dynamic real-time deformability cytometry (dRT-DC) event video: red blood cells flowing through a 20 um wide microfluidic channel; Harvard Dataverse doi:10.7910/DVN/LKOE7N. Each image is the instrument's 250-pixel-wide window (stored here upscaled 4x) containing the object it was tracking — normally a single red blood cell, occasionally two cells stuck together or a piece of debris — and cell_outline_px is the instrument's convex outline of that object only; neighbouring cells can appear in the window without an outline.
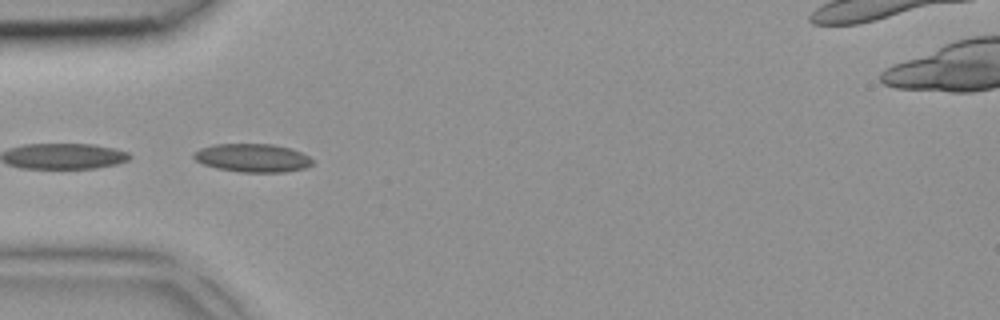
{"species": "common noctule bat (a hibernating species)", "species_latin": "Nyctalus noctula", "temperature_condition": "room temperature", "stored_images_in_passage": 4, "camera_frame_rate_fps": 3000, "um_per_image_px": 0.085, "animal": {"sex": "female", "body_mass_g": 18.4}, "frame": {"image": 1, "passage_image": 4, "time_ms": 1.0, "image_size_px": [1000, 320], "cell_outline_px": [[312, 164], [304, 168], [284, 172], [240, 172], [216, 168], [204, 164], [196, 160], [192, 156], [200, 148], [216, 144], [272, 144], [292, 148], [308, 156], [312, 160]], "centroid_in_image_um": [21.47, 13.42], "position_along_channel_um": 63.5, "area_um2": 19.48}}